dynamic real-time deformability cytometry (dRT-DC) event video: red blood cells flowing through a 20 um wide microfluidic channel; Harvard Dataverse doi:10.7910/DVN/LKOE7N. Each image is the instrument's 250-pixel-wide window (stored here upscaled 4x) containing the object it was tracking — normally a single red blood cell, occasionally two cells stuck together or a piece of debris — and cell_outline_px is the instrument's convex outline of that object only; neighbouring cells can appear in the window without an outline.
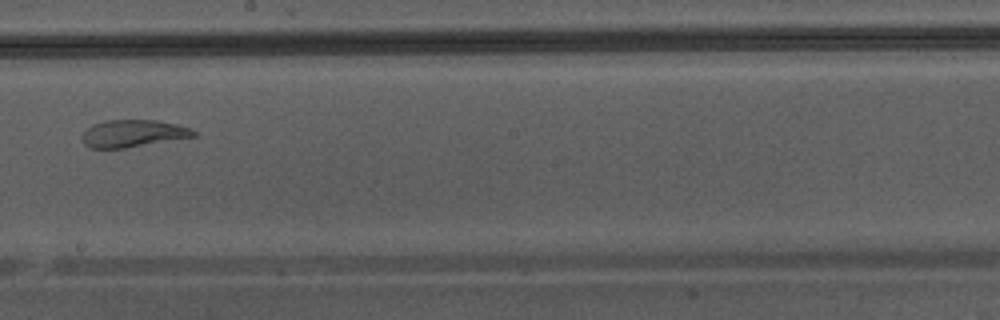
{"species": "Egyptian fruit bat (a non-hibernating species)", "species_latin": "Rousettus aegyptiacus", "temperature_condition": "warm", "stored_images_in_passage": 29, "camera_frame_rate_fps": 3000, "um_per_image_px": 0.085, "animal": {"sex": "male"}, "frame": {"image": 1, "passage_image": 13, "time_ms": 4.0, "image_size_px": [1000, 320], "cell_outline_px": [[200, 132], [196, 136], [124, 148], [88, 148], [84, 144], [80, 136], [92, 124], [104, 120], [156, 120], [176, 124]], "centroid_in_image_um": [11.28, 11.34], "position_along_channel_um": 236.9, "area_um2": 17.74}}